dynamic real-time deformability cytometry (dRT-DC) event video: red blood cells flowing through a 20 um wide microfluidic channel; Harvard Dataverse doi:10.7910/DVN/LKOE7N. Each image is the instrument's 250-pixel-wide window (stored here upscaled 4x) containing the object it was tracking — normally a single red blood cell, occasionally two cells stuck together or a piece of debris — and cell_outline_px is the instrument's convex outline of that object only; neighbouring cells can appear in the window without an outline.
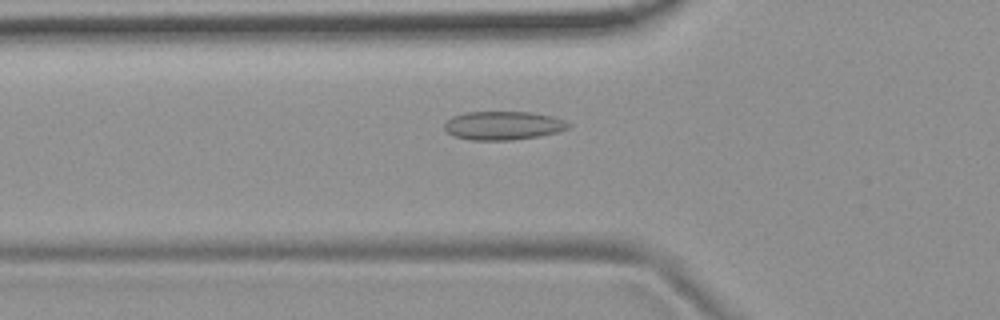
{"species": "common noctule bat (a hibernating species)", "species_latin": "Nyctalus noctula", "temperature_condition": "room temperature", "stored_images_in_passage": 42, "camera_frame_rate_fps": 3000, "um_per_image_px": 0.085, "animal": {"sex": "female", "body_mass_g": 19.9}, "frame": {"image": 1, "passage_image": 7, "time_ms": 2.0, "image_size_px": [1000, 320], "cell_outline_px": [[572, 124], [568, 128], [560, 132], [540, 136], [512, 140], [472, 140], [452, 136], [444, 128], [444, 124], [452, 116], [464, 112], [532, 112], [552, 116], [564, 120]], "centroid_in_image_um": [42.79, 10.67], "position_along_channel_um": 83.0, "area_um2": 20.87}}
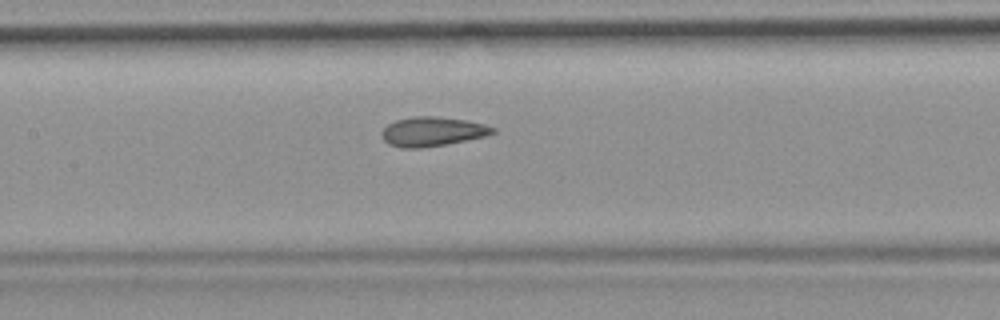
{"frame": {"image": 2, "passage_image": 14, "time_ms": 4.333, "image_size_px": [1000, 320], "cell_outline_px": [[496, 132], [484, 136], [444, 144], [420, 148], [404, 148], [388, 144], [380, 136], [380, 132], [388, 124], [396, 120], [412, 116], [436, 116], [464, 120], [484, 124], [496, 128]], "centroid_in_image_um": [36.7, 11.17], "position_along_channel_um": 170.7, "area_um2": 18.84}}
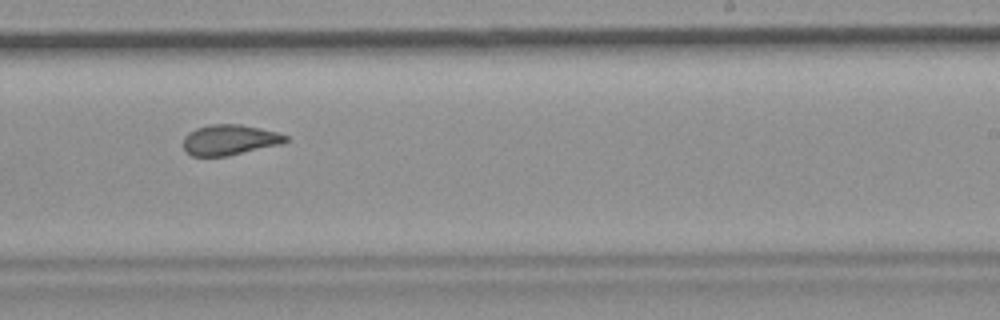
{"frame": {"image": 3, "passage_image": 22, "time_ms": 7.0, "image_size_px": [1000, 320], "cell_outline_px": [[288, 140], [280, 144], [228, 156], [192, 156], [184, 148], [184, 136], [188, 132], [196, 128], [212, 124], [240, 124], [260, 128], [276, 132], [288, 136]], "centroid_in_image_um": [19.5, 11.88], "position_along_channel_um": 269.5, "area_um2": 18.03}, "authors_computed_cell_mechanics": {"area_um2": 18.8428, "velocity_mm_per_s": 3.7314, "shape_relaxation_time_tau1_ms": null, "shape_relaxation_time_tau2_ms": 1.3878, "deformation_change_tau1": null, "deformation_change_tau2": 0.0628}}